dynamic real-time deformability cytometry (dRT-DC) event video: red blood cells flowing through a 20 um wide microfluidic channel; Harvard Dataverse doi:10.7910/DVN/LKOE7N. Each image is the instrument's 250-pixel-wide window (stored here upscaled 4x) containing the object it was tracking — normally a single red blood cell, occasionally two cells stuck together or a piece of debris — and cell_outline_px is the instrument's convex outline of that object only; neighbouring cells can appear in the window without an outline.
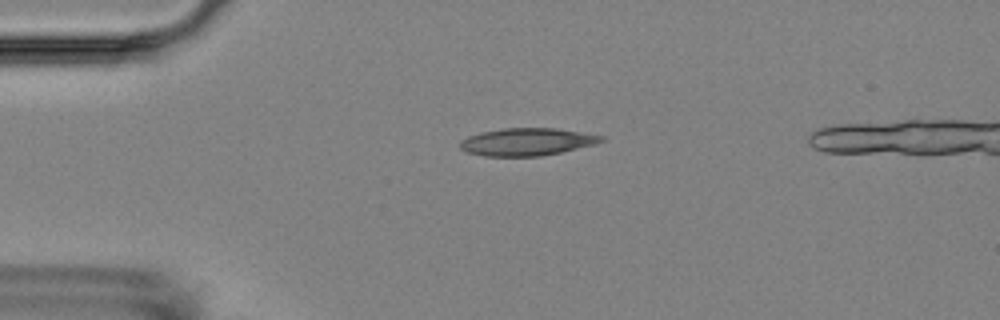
{"species": "Egyptian fruit bat (a non-hibernating species)", "species_latin": "Rousettus aegyptiacus", "temperature_condition": "room temperature", "stored_images_in_passage": 2, "camera_frame_rate_fps": 3000, "um_per_image_px": 0.085, "animal": {"sex": "female"}, "frame": {"image": 1, "passage_image": 2, "time_ms": 2.0, "image_size_px": [1000, 320], "cell_outline_px": [[604, 140], [596, 144], [560, 152], [540, 156], [484, 156], [468, 152], [460, 148], [460, 140], [468, 136], [480, 132], [504, 128], [556, 128], [604, 136]], "centroid_in_image_um": [44.77, 12.05], "position_along_channel_um": 40.2, "area_um2": 22.54}}